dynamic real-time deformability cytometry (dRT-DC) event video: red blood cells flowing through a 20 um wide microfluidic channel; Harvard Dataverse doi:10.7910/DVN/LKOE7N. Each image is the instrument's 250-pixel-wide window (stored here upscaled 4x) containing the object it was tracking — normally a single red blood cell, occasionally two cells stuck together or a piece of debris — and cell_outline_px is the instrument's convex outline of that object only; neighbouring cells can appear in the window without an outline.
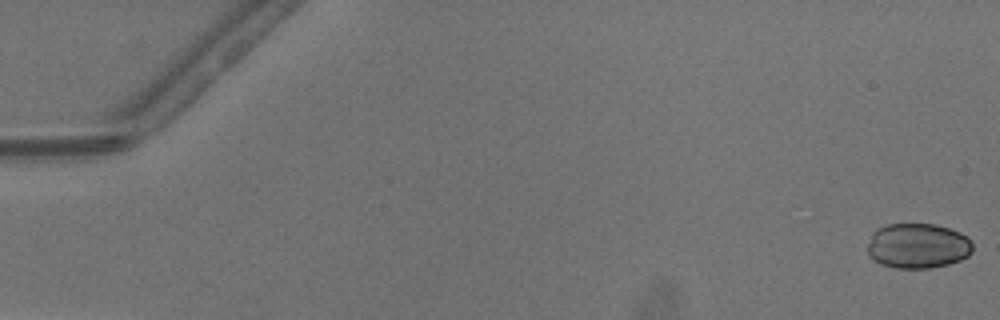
{"species": "common noctule bat (a hibernating species)", "species_latin": "Nyctalus noctula", "temperature_condition": "warm", "stored_images_in_passage": 39, "camera_frame_rate_fps": 3000, "um_per_image_px": 0.085, "animal": {"sex": "male", "body_mass_g": 13.3}, "frame": {"image": 1, "passage_image": 1, "time_ms": 0.0, "image_size_px": [1000, 320], "cell_outline_px": [[972, 252], [968, 256], [960, 260], [948, 264], [928, 268], [896, 268], [880, 264], [868, 256], [868, 244], [872, 232], [876, 228], [888, 224], [932, 224], [948, 228], [960, 232], [968, 236], [972, 244]], "centroid_in_image_um": [78.0, 20.89], "position_along_channel_um": 7.0, "area_um2": 27.8}}
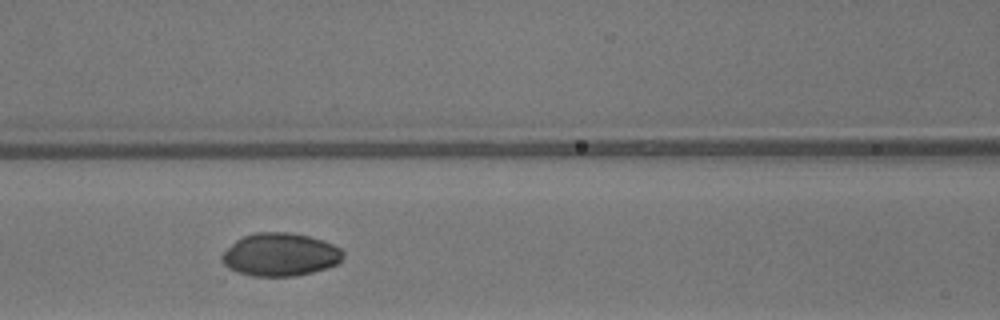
{"frame": {"image": 2, "passage_image": 23, "time_ms": 7.333, "image_size_px": [1000, 320], "cell_outline_px": [[344, 256], [336, 264], [328, 268], [312, 272], [292, 276], [252, 276], [236, 272], [228, 268], [220, 260], [220, 256], [236, 240], [244, 236], [256, 232], [288, 232], [308, 236], [324, 240], [340, 248], [344, 252]], "centroid_in_image_um": [23.81, 21.64], "position_along_channel_um": 142.8, "area_um2": 30.4}}
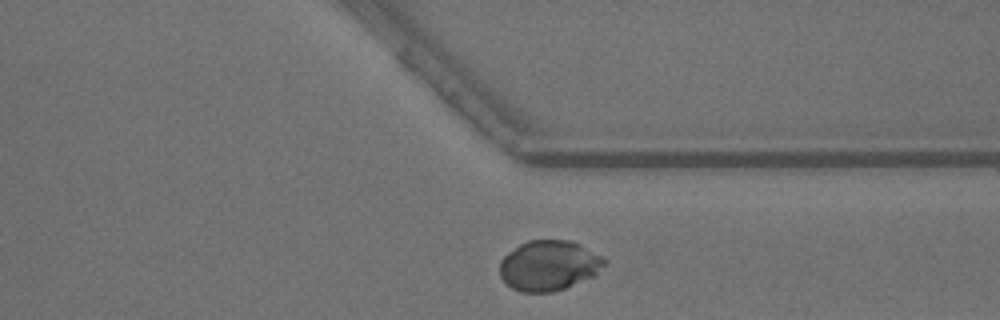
{"frame": {"image": 3, "passage_image": 39, "time_ms": 12.667, "image_size_px": [1000, 320], "cell_outline_px": [[608, 260], [592, 276], [564, 288], [552, 292], [520, 292], [512, 288], [500, 276], [500, 260], [508, 252], [520, 244], [528, 240], [572, 240], [604, 256]], "centroid_in_image_um": [46.65, 22.55], "position_along_channel_um": 364.8, "area_um2": 30.52}, "authors_computed_cell_mechanics": {"area_um2": 29.9404, "velocity_mm_per_s": 4.175, "shape_relaxation_time_tau1_ms": 4.2289, "shape_relaxation_time_tau2_ms": null, "deformation_change_tau1": 0.1077, "deformation_change_tau2": null}}